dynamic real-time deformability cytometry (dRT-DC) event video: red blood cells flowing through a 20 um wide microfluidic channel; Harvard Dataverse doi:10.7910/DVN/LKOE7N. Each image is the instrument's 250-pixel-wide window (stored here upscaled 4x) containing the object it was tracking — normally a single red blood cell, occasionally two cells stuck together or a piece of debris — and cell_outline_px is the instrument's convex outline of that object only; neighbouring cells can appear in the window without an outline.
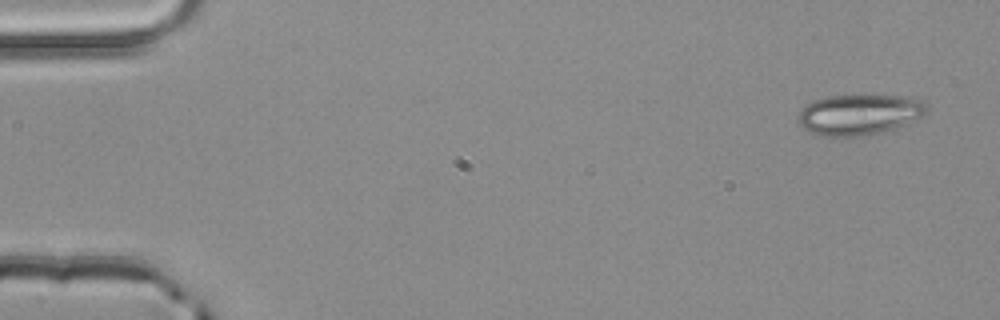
{"species": "common noctule bat (a hibernating species)", "species_latin": "Nyctalus noctula", "temperature_condition": "room temperature", "stored_images_in_passage": 4, "camera_frame_rate_fps": 3000, "um_per_image_px": 0.085, "animal": {"sex": "male", "body_mass_g": 20.4}, "frame": {"image": 1, "passage_image": 1, "time_ms": 0.0, "image_size_px": [1000, 320], "cell_outline_px": [[928, 112], [920, 116], [892, 128], [880, 132], [856, 136], [820, 136], [808, 132], [796, 120], [804, 104], [812, 100], [828, 96], [904, 96], [920, 100], [928, 104]], "centroid_in_image_um": [72.96, 9.73], "position_along_channel_um": 12.0, "area_um2": 30.06}}